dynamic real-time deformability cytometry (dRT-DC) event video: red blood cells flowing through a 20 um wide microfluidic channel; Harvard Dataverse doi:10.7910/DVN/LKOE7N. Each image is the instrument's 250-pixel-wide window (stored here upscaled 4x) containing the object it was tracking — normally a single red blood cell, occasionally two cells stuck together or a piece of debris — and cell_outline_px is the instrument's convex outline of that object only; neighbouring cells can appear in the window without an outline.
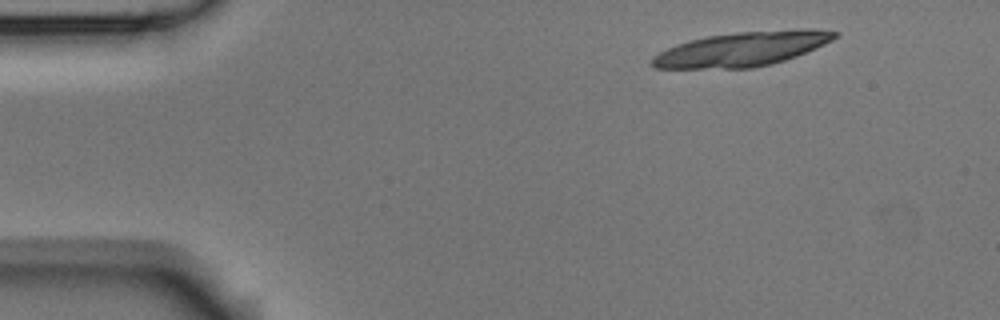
{"species": "Egyptian fruit bat (a non-hibernating species)", "species_latin": "Rousettus aegyptiacus", "temperature_condition": "room temperature", "stored_images_in_passage": 2, "camera_frame_rate_fps": 3000, "um_per_image_px": 0.085, "animal": {"sex": "male"}, "frame": {"image": 1, "passage_image": 2, "time_ms": 0.333, "image_size_px": [1000, 320], "cell_outline_px": [[840, 36], [816, 48], [796, 56], [772, 64], [752, 68], [656, 68], [648, 64], [648, 60], [660, 52], [676, 44], [708, 36], [736, 32], [796, 28], [812, 28], [840, 32]], "centroid_in_image_um": [63.12, 4.15], "position_along_channel_um": 21.9, "area_um2": 36.88}}